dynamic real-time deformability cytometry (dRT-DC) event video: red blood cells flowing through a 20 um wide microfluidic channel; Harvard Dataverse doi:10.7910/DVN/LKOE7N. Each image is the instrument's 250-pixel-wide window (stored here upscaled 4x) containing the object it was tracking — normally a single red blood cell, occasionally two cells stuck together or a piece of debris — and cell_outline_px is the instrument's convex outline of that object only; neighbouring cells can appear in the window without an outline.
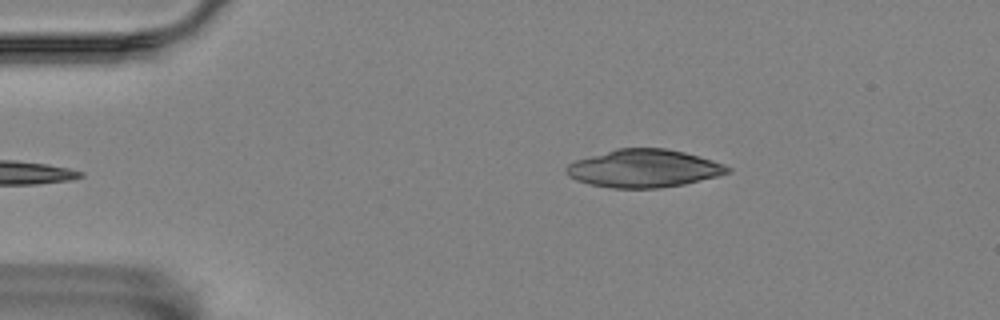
{"species": "Egyptian fruit bat (a non-hibernating species)", "species_latin": "Rousettus aegyptiacus", "temperature_condition": "room temperature", "stored_images_in_passage": 47, "camera_frame_rate_fps": 3000, "um_per_image_px": 0.085, "animal": {"sex": "female"}, "frame": {"image": 1, "passage_image": 1, "time_ms": 0.0, "image_size_px": [1000, 320], "cell_outline_px": [[732, 172], [684, 184], [656, 188], [612, 188], [588, 184], [576, 180], [568, 176], [564, 168], [568, 164], [576, 160], [616, 148], [664, 148], [684, 152], [700, 156], [724, 164], [732, 168]], "centroid_in_image_um": [54.71, 14.31], "position_along_channel_um": 30.3, "area_um2": 35.6}}